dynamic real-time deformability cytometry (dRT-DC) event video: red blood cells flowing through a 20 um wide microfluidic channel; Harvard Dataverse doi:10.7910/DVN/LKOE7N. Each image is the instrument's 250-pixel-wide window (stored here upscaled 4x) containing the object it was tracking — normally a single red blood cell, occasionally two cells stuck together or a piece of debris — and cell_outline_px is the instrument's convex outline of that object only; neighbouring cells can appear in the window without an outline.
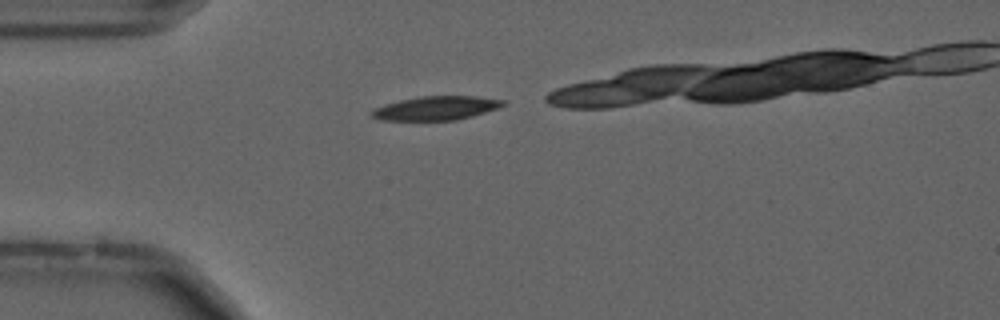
{"species": "common noctule bat (a hibernating species)", "species_latin": "Nyctalus noctula", "temperature_condition": "cold", "stored_images_in_passage": 10, "camera_frame_rate_fps": 3000, "um_per_image_px": 0.085, "animal": {"sex": "male", "forearm_length_mm": 52.5}, "frame": {"image": 1, "passage_image": 2, "time_ms": 0.333, "image_size_px": [1000, 320], "cell_outline_px": [[508, 104], [472, 116], [456, 120], [380, 120], [368, 116], [368, 112], [384, 104], [400, 100], [420, 96], [476, 96], [504, 100]], "centroid_in_image_um": [37.02, 9.19], "position_along_channel_um": 48.0, "area_um2": 18.32}}
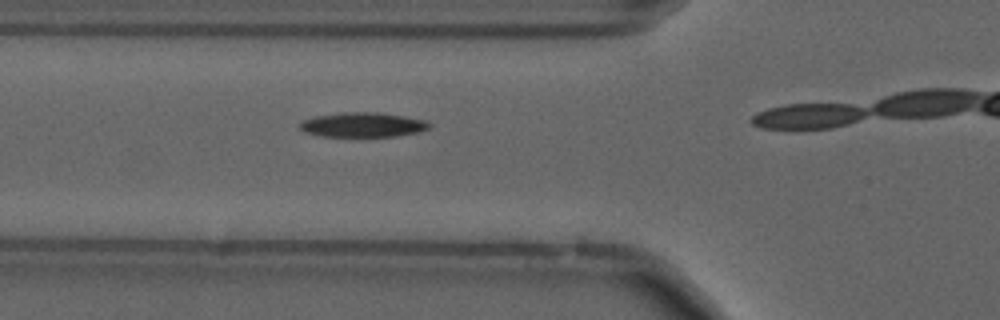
{"frame": {"image": 2, "passage_image": 7, "time_ms": 2.0, "image_size_px": [1000, 320], "cell_outline_px": [[432, 124], [428, 128], [416, 132], [396, 136], [320, 136], [304, 132], [300, 128], [300, 124], [304, 120], [312, 116], [344, 112], [380, 112], [404, 116], [424, 120]], "centroid_in_image_um": [30.8, 10.59], "position_along_channel_um": 95.0, "area_um2": 18.5}}